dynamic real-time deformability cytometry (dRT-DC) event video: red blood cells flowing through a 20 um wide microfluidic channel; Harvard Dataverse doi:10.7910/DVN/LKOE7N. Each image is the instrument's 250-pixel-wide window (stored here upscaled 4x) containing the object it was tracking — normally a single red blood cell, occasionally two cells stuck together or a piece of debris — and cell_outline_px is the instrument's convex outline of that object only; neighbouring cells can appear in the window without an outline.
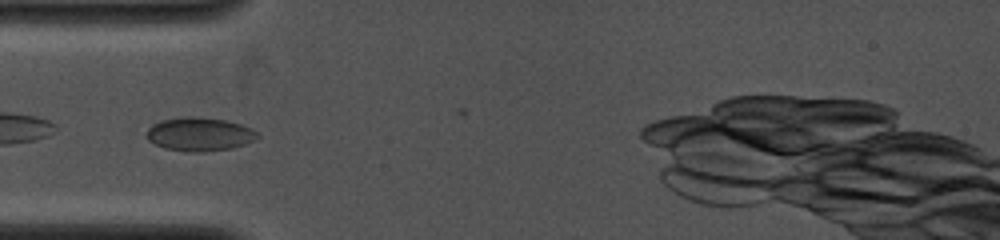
{"species": "common noctule bat (a hibernating species)", "species_latin": "Nyctalus noctula", "temperature_condition": "cold", "stored_images_in_passage": 32, "camera_frame_rate_fps": 4000, "um_per_image_px": 0.085, "animal": {"sex": "female", "body_mass_g": 19.0, "forearm_length_mm": 53.3}, "frame": {"image": 1, "passage_image": 1, "time_ms": 0.0, "image_size_px": [1000, 240], "cell_outline_px": [[260, 136], [244, 144], [232, 148], [204, 152], [188, 152], [164, 148], [148, 140], [144, 136], [148, 128], [152, 124], [160, 120], [184, 116], [196, 116], [228, 120], [252, 128]], "centroid_in_image_um": [16.92, 11.4], "position_along_channel_um": 68.1, "area_um2": 21.96}}
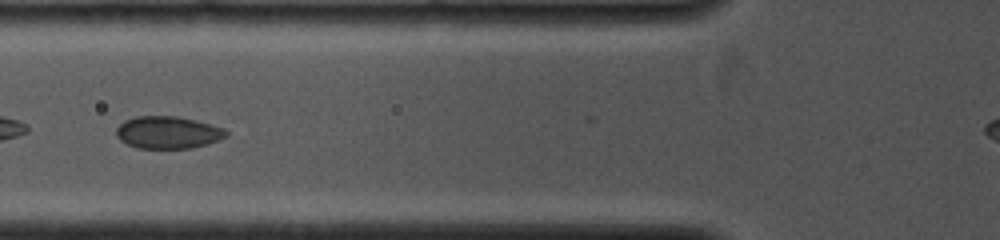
{"frame": {"image": 2, "passage_image": 7, "time_ms": 1.0, "image_size_px": [1000, 240], "cell_outline_px": [[228, 136], [208, 144], [192, 148], [136, 148], [120, 140], [116, 136], [116, 128], [124, 120], [136, 116], [176, 116], [224, 128], [228, 132]], "centroid_in_image_um": [14.25, 11.26], "position_along_channel_um": 111.5, "area_um2": 20.63}}